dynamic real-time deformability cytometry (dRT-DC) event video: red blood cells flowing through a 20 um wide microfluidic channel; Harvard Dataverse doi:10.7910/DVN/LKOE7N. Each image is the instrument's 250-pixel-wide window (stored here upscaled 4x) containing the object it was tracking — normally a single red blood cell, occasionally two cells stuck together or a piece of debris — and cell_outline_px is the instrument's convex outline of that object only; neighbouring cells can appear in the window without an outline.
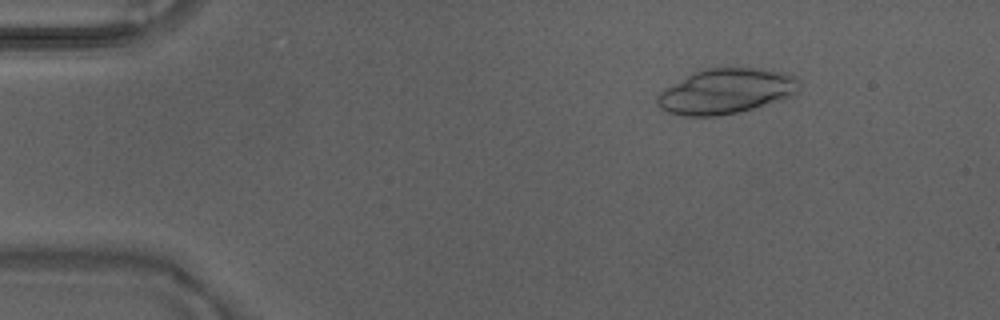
{"species": "Egyptian fruit bat (a non-hibernating species)", "species_latin": "Rousettus aegyptiacus", "temperature_condition": "warm", "stored_images_in_passage": 48, "camera_frame_rate_fps": 3000, "um_per_image_px": 0.085, "animal": {"sex": "male"}, "frame": {"image": 1, "passage_image": 7, "time_ms": 2.0, "image_size_px": [1000, 320], "cell_outline_px": [[800, 88], [792, 96], [780, 100], [752, 108], [736, 112], [716, 116], [684, 116], [668, 112], [660, 108], [656, 104], [656, 96], [664, 88], [692, 72], [708, 68], [760, 68], [780, 72], [796, 76], [800, 80]], "centroid_in_image_um": [61.69, 7.75], "position_along_channel_um": 23.3, "area_um2": 37.4}}